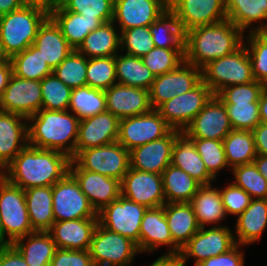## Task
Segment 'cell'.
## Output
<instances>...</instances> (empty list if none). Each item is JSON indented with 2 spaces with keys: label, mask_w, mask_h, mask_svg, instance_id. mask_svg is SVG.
<instances>
[{
  "label": "cell",
  "mask_w": 267,
  "mask_h": 266,
  "mask_svg": "<svg viewBox=\"0 0 267 266\" xmlns=\"http://www.w3.org/2000/svg\"><path fill=\"white\" fill-rule=\"evenodd\" d=\"M173 128L156 109L119 120L118 142L128 151L166 136Z\"/></svg>",
  "instance_id": "cell-12"
},
{
  "label": "cell",
  "mask_w": 267,
  "mask_h": 266,
  "mask_svg": "<svg viewBox=\"0 0 267 266\" xmlns=\"http://www.w3.org/2000/svg\"><path fill=\"white\" fill-rule=\"evenodd\" d=\"M167 245L168 253H180V248L173 242L164 213V206L148 208L140 224L139 252H154L158 247Z\"/></svg>",
  "instance_id": "cell-24"
},
{
  "label": "cell",
  "mask_w": 267,
  "mask_h": 266,
  "mask_svg": "<svg viewBox=\"0 0 267 266\" xmlns=\"http://www.w3.org/2000/svg\"><path fill=\"white\" fill-rule=\"evenodd\" d=\"M190 203L200 228L219 223L227 217L220 190L213 188L212 183L201 185Z\"/></svg>",
  "instance_id": "cell-36"
},
{
  "label": "cell",
  "mask_w": 267,
  "mask_h": 266,
  "mask_svg": "<svg viewBox=\"0 0 267 266\" xmlns=\"http://www.w3.org/2000/svg\"><path fill=\"white\" fill-rule=\"evenodd\" d=\"M155 47L149 26L134 27L120 32V50L142 58Z\"/></svg>",
  "instance_id": "cell-52"
},
{
  "label": "cell",
  "mask_w": 267,
  "mask_h": 266,
  "mask_svg": "<svg viewBox=\"0 0 267 266\" xmlns=\"http://www.w3.org/2000/svg\"><path fill=\"white\" fill-rule=\"evenodd\" d=\"M27 121L21 115L0 110V173L28 145Z\"/></svg>",
  "instance_id": "cell-25"
},
{
  "label": "cell",
  "mask_w": 267,
  "mask_h": 266,
  "mask_svg": "<svg viewBox=\"0 0 267 266\" xmlns=\"http://www.w3.org/2000/svg\"><path fill=\"white\" fill-rule=\"evenodd\" d=\"M49 17L60 28L61 33L74 50L79 48L91 31L103 24L99 18H88L65 11L58 4L49 12Z\"/></svg>",
  "instance_id": "cell-28"
},
{
  "label": "cell",
  "mask_w": 267,
  "mask_h": 266,
  "mask_svg": "<svg viewBox=\"0 0 267 266\" xmlns=\"http://www.w3.org/2000/svg\"><path fill=\"white\" fill-rule=\"evenodd\" d=\"M232 170L234 185L245 190L252 199H267V179L253 162L236 166Z\"/></svg>",
  "instance_id": "cell-47"
},
{
  "label": "cell",
  "mask_w": 267,
  "mask_h": 266,
  "mask_svg": "<svg viewBox=\"0 0 267 266\" xmlns=\"http://www.w3.org/2000/svg\"><path fill=\"white\" fill-rule=\"evenodd\" d=\"M68 111H71L79 120L107 111L104 91L88 85L73 88Z\"/></svg>",
  "instance_id": "cell-41"
},
{
  "label": "cell",
  "mask_w": 267,
  "mask_h": 266,
  "mask_svg": "<svg viewBox=\"0 0 267 266\" xmlns=\"http://www.w3.org/2000/svg\"><path fill=\"white\" fill-rule=\"evenodd\" d=\"M89 253L94 265L98 266H128L134 256L139 253L137 244L131 239L97 224Z\"/></svg>",
  "instance_id": "cell-7"
},
{
  "label": "cell",
  "mask_w": 267,
  "mask_h": 266,
  "mask_svg": "<svg viewBox=\"0 0 267 266\" xmlns=\"http://www.w3.org/2000/svg\"><path fill=\"white\" fill-rule=\"evenodd\" d=\"M224 3L227 19L243 33L248 28L249 32L267 31V0H224ZM257 22L259 25L253 27Z\"/></svg>",
  "instance_id": "cell-30"
},
{
  "label": "cell",
  "mask_w": 267,
  "mask_h": 266,
  "mask_svg": "<svg viewBox=\"0 0 267 266\" xmlns=\"http://www.w3.org/2000/svg\"><path fill=\"white\" fill-rule=\"evenodd\" d=\"M232 129L252 131L260 124L259 102H223Z\"/></svg>",
  "instance_id": "cell-50"
},
{
  "label": "cell",
  "mask_w": 267,
  "mask_h": 266,
  "mask_svg": "<svg viewBox=\"0 0 267 266\" xmlns=\"http://www.w3.org/2000/svg\"><path fill=\"white\" fill-rule=\"evenodd\" d=\"M118 136L119 119L108 111L80 120L75 156L81 150L114 143Z\"/></svg>",
  "instance_id": "cell-22"
},
{
  "label": "cell",
  "mask_w": 267,
  "mask_h": 266,
  "mask_svg": "<svg viewBox=\"0 0 267 266\" xmlns=\"http://www.w3.org/2000/svg\"><path fill=\"white\" fill-rule=\"evenodd\" d=\"M10 62L13 74L22 79L41 81L53 73L51 67L40 55V51L33 45L12 56Z\"/></svg>",
  "instance_id": "cell-42"
},
{
  "label": "cell",
  "mask_w": 267,
  "mask_h": 266,
  "mask_svg": "<svg viewBox=\"0 0 267 266\" xmlns=\"http://www.w3.org/2000/svg\"><path fill=\"white\" fill-rule=\"evenodd\" d=\"M219 190L227 216L231 214L238 217L250 205L252 200L245 190L233 183Z\"/></svg>",
  "instance_id": "cell-54"
},
{
  "label": "cell",
  "mask_w": 267,
  "mask_h": 266,
  "mask_svg": "<svg viewBox=\"0 0 267 266\" xmlns=\"http://www.w3.org/2000/svg\"><path fill=\"white\" fill-rule=\"evenodd\" d=\"M213 96L212 90L201 81L191 91L174 96L156 110L173 129L183 132Z\"/></svg>",
  "instance_id": "cell-10"
},
{
  "label": "cell",
  "mask_w": 267,
  "mask_h": 266,
  "mask_svg": "<svg viewBox=\"0 0 267 266\" xmlns=\"http://www.w3.org/2000/svg\"><path fill=\"white\" fill-rule=\"evenodd\" d=\"M33 46L52 70L74 50L50 17L39 27Z\"/></svg>",
  "instance_id": "cell-27"
},
{
  "label": "cell",
  "mask_w": 267,
  "mask_h": 266,
  "mask_svg": "<svg viewBox=\"0 0 267 266\" xmlns=\"http://www.w3.org/2000/svg\"><path fill=\"white\" fill-rule=\"evenodd\" d=\"M202 81L214 95L227 86L255 81L246 46L243 44L234 53L210 61L202 68Z\"/></svg>",
  "instance_id": "cell-5"
},
{
  "label": "cell",
  "mask_w": 267,
  "mask_h": 266,
  "mask_svg": "<svg viewBox=\"0 0 267 266\" xmlns=\"http://www.w3.org/2000/svg\"><path fill=\"white\" fill-rule=\"evenodd\" d=\"M142 60L144 65L158 76L177 69L185 62V56L178 49L154 47Z\"/></svg>",
  "instance_id": "cell-51"
},
{
  "label": "cell",
  "mask_w": 267,
  "mask_h": 266,
  "mask_svg": "<svg viewBox=\"0 0 267 266\" xmlns=\"http://www.w3.org/2000/svg\"><path fill=\"white\" fill-rule=\"evenodd\" d=\"M0 266H28L20 252L13 246L0 251Z\"/></svg>",
  "instance_id": "cell-57"
},
{
  "label": "cell",
  "mask_w": 267,
  "mask_h": 266,
  "mask_svg": "<svg viewBox=\"0 0 267 266\" xmlns=\"http://www.w3.org/2000/svg\"><path fill=\"white\" fill-rule=\"evenodd\" d=\"M98 218L54 222L48 230L56 247L68 250H89Z\"/></svg>",
  "instance_id": "cell-26"
},
{
  "label": "cell",
  "mask_w": 267,
  "mask_h": 266,
  "mask_svg": "<svg viewBox=\"0 0 267 266\" xmlns=\"http://www.w3.org/2000/svg\"><path fill=\"white\" fill-rule=\"evenodd\" d=\"M107 111L119 120L152 110L149 90L116 83L104 91Z\"/></svg>",
  "instance_id": "cell-23"
},
{
  "label": "cell",
  "mask_w": 267,
  "mask_h": 266,
  "mask_svg": "<svg viewBox=\"0 0 267 266\" xmlns=\"http://www.w3.org/2000/svg\"><path fill=\"white\" fill-rule=\"evenodd\" d=\"M208 172L216 179L223 168H229L222 140L190 138Z\"/></svg>",
  "instance_id": "cell-49"
},
{
  "label": "cell",
  "mask_w": 267,
  "mask_h": 266,
  "mask_svg": "<svg viewBox=\"0 0 267 266\" xmlns=\"http://www.w3.org/2000/svg\"><path fill=\"white\" fill-rule=\"evenodd\" d=\"M168 6L185 32L227 19L224 0H168Z\"/></svg>",
  "instance_id": "cell-17"
},
{
  "label": "cell",
  "mask_w": 267,
  "mask_h": 266,
  "mask_svg": "<svg viewBox=\"0 0 267 266\" xmlns=\"http://www.w3.org/2000/svg\"><path fill=\"white\" fill-rule=\"evenodd\" d=\"M0 218L7 239L12 243L34 232L27 210L25 192L0 175Z\"/></svg>",
  "instance_id": "cell-6"
},
{
  "label": "cell",
  "mask_w": 267,
  "mask_h": 266,
  "mask_svg": "<svg viewBox=\"0 0 267 266\" xmlns=\"http://www.w3.org/2000/svg\"><path fill=\"white\" fill-rule=\"evenodd\" d=\"M52 196L55 222L98 218L86 195L69 172L52 186Z\"/></svg>",
  "instance_id": "cell-11"
},
{
  "label": "cell",
  "mask_w": 267,
  "mask_h": 266,
  "mask_svg": "<svg viewBox=\"0 0 267 266\" xmlns=\"http://www.w3.org/2000/svg\"><path fill=\"white\" fill-rule=\"evenodd\" d=\"M147 209L120 195L97 213L98 223L109 231L131 239L139 250L140 224Z\"/></svg>",
  "instance_id": "cell-9"
},
{
  "label": "cell",
  "mask_w": 267,
  "mask_h": 266,
  "mask_svg": "<svg viewBox=\"0 0 267 266\" xmlns=\"http://www.w3.org/2000/svg\"><path fill=\"white\" fill-rule=\"evenodd\" d=\"M121 195L146 208H155L166 204L162 175L130 167L121 181Z\"/></svg>",
  "instance_id": "cell-15"
},
{
  "label": "cell",
  "mask_w": 267,
  "mask_h": 266,
  "mask_svg": "<svg viewBox=\"0 0 267 266\" xmlns=\"http://www.w3.org/2000/svg\"><path fill=\"white\" fill-rule=\"evenodd\" d=\"M50 266H94L88 250L57 248Z\"/></svg>",
  "instance_id": "cell-55"
},
{
  "label": "cell",
  "mask_w": 267,
  "mask_h": 266,
  "mask_svg": "<svg viewBox=\"0 0 267 266\" xmlns=\"http://www.w3.org/2000/svg\"><path fill=\"white\" fill-rule=\"evenodd\" d=\"M232 130L225 104L214 95L183 132L189 138L223 141Z\"/></svg>",
  "instance_id": "cell-19"
},
{
  "label": "cell",
  "mask_w": 267,
  "mask_h": 266,
  "mask_svg": "<svg viewBox=\"0 0 267 266\" xmlns=\"http://www.w3.org/2000/svg\"><path fill=\"white\" fill-rule=\"evenodd\" d=\"M253 163L257 167L262 176L267 179V156L258 154Z\"/></svg>",
  "instance_id": "cell-64"
},
{
  "label": "cell",
  "mask_w": 267,
  "mask_h": 266,
  "mask_svg": "<svg viewBox=\"0 0 267 266\" xmlns=\"http://www.w3.org/2000/svg\"><path fill=\"white\" fill-rule=\"evenodd\" d=\"M149 266H183L177 254L164 253Z\"/></svg>",
  "instance_id": "cell-59"
},
{
  "label": "cell",
  "mask_w": 267,
  "mask_h": 266,
  "mask_svg": "<svg viewBox=\"0 0 267 266\" xmlns=\"http://www.w3.org/2000/svg\"><path fill=\"white\" fill-rule=\"evenodd\" d=\"M28 145L75 157L80 120L66 111L41 109L28 119ZM32 123V124H31Z\"/></svg>",
  "instance_id": "cell-3"
},
{
  "label": "cell",
  "mask_w": 267,
  "mask_h": 266,
  "mask_svg": "<svg viewBox=\"0 0 267 266\" xmlns=\"http://www.w3.org/2000/svg\"><path fill=\"white\" fill-rule=\"evenodd\" d=\"M245 40L253 77L267 87V31L249 32Z\"/></svg>",
  "instance_id": "cell-44"
},
{
  "label": "cell",
  "mask_w": 267,
  "mask_h": 266,
  "mask_svg": "<svg viewBox=\"0 0 267 266\" xmlns=\"http://www.w3.org/2000/svg\"><path fill=\"white\" fill-rule=\"evenodd\" d=\"M13 75L11 62L0 64V98Z\"/></svg>",
  "instance_id": "cell-60"
},
{
  "label": "cell",
  "mask_w": 267,
  "mask_h": 266,
  "mask_svg": "<svg viewBox=\"0 0 267 266\" xmlns=\"http://www.w3.org/2000/svg\"><path fill=\"white\" fill-rule=\"evenodd\" d=\"M22 2L24 5L38 6L50 12L59 3V0H22Z\"/></svg>",
  "instance_id": "cell-62"
},
{
  "label": "cell",
  "mask_w": 267,
  "mask_h": 266,
  "mask_svg": "<svg viewBox=\"0 0 267 266\" xmlns=\"http://www.w3.org/2000/svg\"><path fill=\"white\" fill-rule=\"evenodd\" d=\"M235 244L229 251L206 259L196 266H244V252ZM240 249V250H239Z\"/></svg>",
  "instance_id": "cell-56"
},
{
  "label": "cell",
  "mask_w": 267,
  "mask_h": 266,
  "mask_svg": "<svg viewBox=\"0 0 267 266\" xmlns=\"http://www.w3.org/2000/svg\"><path fill=\"white\" fill-rule=\"evenodd\" d=\"M70 161L62 152L27 145L0 175L23 190L53 186L69 172Z\"/></svg>",
  "instance_id": "cell-1"
},
{
  "label": "cell",
  "mask_w": 267,
  "mask_h": 266,
  "mask_svg": "<svg viewBox=\"0 0 267 266\" xmlns=\"http://www.w3.org/2000/svg\"><path fill=\"white\" fill-rule=\"evenodd\" d=\"M5 233L1 224V218H0V251L11 246L12 242L5 237ZM6 238V239H5Z\"/></svg>",
  "instance_id": "cell-65"
},
{
  "label": "cell",
  "mask_w": 267,
  "mask_h": 266,
  "mask_svg": "<svg viewBox=\"0 0 267 266\" xmlns=\"http://www.w3.org/2000/svg\"><path fill=\"white\" fill-rule=\"evenodd\" d=\"M86 79L88 86L103 91L116 84L115 56L88 59Z\"/></svg>",
  "instance_id": "cell-46"
},
{
  "label": "cell",
  "mask_w": 267,
  "mask_h": 266,
  "mask_svg": "<svg viewBox=\"0 0 267 266\" xmlns=\"http://www.w3.org/2000/svg\"><path fill=\"white\" fill-rule=\"evenodd\" d=\"M223 145L229 168L252 163L258 155L252 131L233 129L223 139Z\"/></svg>",
  "instance_id": "cell-40"
},
{
  "label": "cell",
  "mask_w": 267,
  "mask_h": 266,
  "mask_svg": "<svg viewBox=\"0 0 267 266\" xmlns=\"http://www.w3.org/2000/svg\"><path fill=\"white\" fill-rule=\"evenodd\" d=\"M88 58L73 50L54 70L53 73L66 86L78 88L87 85L86 73Z\"/></svg>",
  "instance_id": "cell-43"
},
{
  "label": "cell",
  "mask_w": 267,
  "mask_h": 266,
  "mask_svg": "<svg viewBox=\"0 0 267 266\" xmlns=\"http://www.w3.org/2000/svg\"><path fill=\"white\" fill-rule=\"evenodd\" d=\"M69 173L75 178L96 213L112 201L117 200L121 195V181L96 172L83 170L72 159L69 165Z\"/></svg>",
  "instance_id": "cell-18"
},
{
  "label": "cell",
  "mask_w": 267,
  "mask_h": 266,
  "mask_svg": "<svg viewBox=\"0 0 267 266\" xmlns=\"http://www.w3.org/2000/svg\"><path fill=\"white\" fill-rule=\"evenodd\" d=\"M24 6L22 0H0V16L18 10Z\"/></svg>",
  "instance_id": "cell-61"
},
{
  "label": "cell",
  "mask_w": 267,
  "mask_h": 266,
  "mask_svg": "<svg viewBox=\"0 0 267 266\" xmlns=\"http://www.w3.org/2000/svg\"><path fill=\"white\" fill-rule=\"evenodd\" d=\"M181 132L172 129L166 136L129 151L130 168L162 175L171 164L173 146Z\"/></svg>",
  "instance_id": "cell-20"
},
{
  "label": "cell",
  "mask_w": 267,
  "mask_h": 266,
  "mask_svg": "<svg viewBox=\"0 0 267 266\" xmlns=\"http://www.w3.org/2000/svg\"><path fill=\"white\" fill-rule=\"evenodd\" d=\"M81 169L122 181L130 167L129 151L118 141L81 150L72 159Z\"/></svg>",
  "instance_id": "cell-8"
},
{
  "label": "cell",
  "mask_w": 267,
  "mask_h": 266,
  "mask_svg": "<svg viewBox=\"0 0 267 266\" xmlns=\"http://www.w3.org/2000/svg\"><path fill=\"white\" fill-rule=\"evenodd\" d=\"M166 203L191 202L201 184L185 171L170 164L162 173Z\"/></svg>",
  "instance_id": "cell-37"
},
{
  "label": "cell",
  "mask_w": 267,
  "mask_h": 266,
  "mask_svg": "<svg viewBox=\"0 0 267 266\" xmlns=\"http://www.w3.org/2000/svg\"><path fill=\"white\" fill-rule=\"evenodd\" d=\"M202 81V69L183 62L177 69L155 76L149 90L152 109L176 95L191 91Z\"/></svg>",
  "instance_id": "cell-14"
},
{
  "label": "cell",
  "mask_w": 267,
  "mask_h": 266,
  "mask_svg": "<svg viewBox=\"0 0 267 266\" xmlns=\"http://www.w3.org/2000/svg\"><path fill=\"white\" fill-rule=\"evenodd\" d=\"M168 9V0H114L113 22L120 32L150 26Z\"/></svg>",
  "instance_id": "cell-21"
},
{
  "label": "cell",
  "mask_w": 267,
  "mask_h": 266,
  "mask_svg": "<svg viewBox=\"0 0 267 266\" xmlns=\"http://www.w3.org/2000/svg\"><path fill=\"white\" fill-rule=\"evenodd\" d=\"M243 34L229 19L194 27L186 32L185 62L202 69L210 61L239 49L245 39Z\"/></svg>",
  "instance_id": "cell-2"
},
{
  "label": "cell",
  "mask_w": 267,
  "mask_h": 266,
  "mask_svg": "<svg viewBox=\"0 0 267 266\" xmlns=\"http://www.w3.org/2000/svg\"><path fill=\"white\" fill-rule=\"evenodd\" d=\"M117 83L150 90L155 75L142 58L129 54L115 55Z\"/></svg>",
  "instance_id": "cell-39"
},
{
  "label": "cell",
  "mask_w": 267,
  "mask_h": 266,
  "mask_svg": "<svg viewBox=\"0 0 267 266\" xmlns=\"http://www.w3.org/2000/svg\"><path fill=\"white\" fill-rule=\"evenodd\" d=\"M260 122L267 123V88L261 93L259 98Z\"/></svg>",
  "instance_id": "cell-63"
},
{
  "label": "cell",
  "mask_w": 267,
  "mask_h": 266,
  "mask_svg": "<svg viewBox=\"0 0 267 266\" xmlns=\"http://www.w3.org/2000/svg\"><path fill=\"white\" fill-rule=\"evenodd\" d=\"M257 154L267 156V123L258 124L253 130Z\"/></svg>",
  "instance_id": "cell-58"
},
{
  "label": "cell",
  "mask_w": 267,
  "mask_h": 266,
  "mask_svg": "<svg viewBox=\"0 0 267 266\" xmlns=\"http://www.w3.org/2000/svg\"><path fill=\"white\" fill-rule=\"evenodd\" d=\"M42 108L40 81L22 79L14 74L0 98V110L21 115H35Z\"/></svg>",
  "instance_id": "cell-16"
},
{
  "label": "cell",
  "mask_w": 267,
  "mask_h": 266,
  "mask_svg": "<svg viewBox=\"0 0 267 266\" xmlns=\"http://www.w3.org/2000/svg\"><path fill=\"white\" fill-rule=\"evenodd\" d=\"M48 17L47 10L33 5L0 16V40L9 58L33 45L39 27Z\"/></svg>",
  "instance_id": "cell-4"
},
{
  "label": "cell",
  "mask_w": 267,
  "mask_h": 266,
  "mask_svg": "<svg viewBox=\"0 0 267 266\" xmlns=\"http://www.w3.org/2000/svg\"><path fill=\"white\" fill-rule=\"evenodd\" d=\"M6 62H10V58L5 53L4 48H3V44L0 40V64L6 63Z\"/></svg>",
  "instance_id": "cell-66"
},
{
  "label": "cell",
  "mask_w": 267,
  "mask_h": 266,
  "mask_svg": "<svg viewBox=\"0 0 267 266\" xmlns=\"http://www.w3.org/2000/svg\"><path fill=\"white\" fill-rule=\"evenodd\" d=\"M164 213L173 242L181 249L200 229L190 202L166 203Z\"/></svg>",
  "instance_id": "cell-32"
},
{
  "label": "cell",
  "mask_w": 267,
  "mask_h": 266,
  "mask_svg": "<svg viewBox=\"0 0 267 266\" xmlns=\"http://www.w3.org/2000/svg\"><path fill=\"white\" fill-rule=\"evenodd\" d=\"M42 108L45 110H68L72 88L66 86L54 73L40 81Z\"/></svg>",
  "instance_id": "cell-45"
},
{
  "label": "cell",
  "mask_w": 267,
  "mask_h": 266,
  "mask_svg": "<svg viewBox=\"0 0 267 266\" xmlns=\"http://www.w3.org/2000/svg\"><path fill=\"white\" fill-rule=\"evenodd\" d=\"M171 164L185 171L201 185L211 184L216 180L208 172L205 163L196 151L194 142L184 132L176 137Z\"/></svg>",
  "instance_id": "cell-29"
},
{
  "label": "cell",
  "mask_w": 267,
  "mask_h": 266,
  "mask_svg": "<svg viewBox=\"0 0 267 266\" xmlns=\"http://www.w3.org/2000/svg\"><path fill=\"white\" fill-rule=\"evenodd\" d=\"M27 241L25 242V239ZM12 245L20 252L28 266H50L57 249L48 231H34L14 241Z\"/></svg>",
  "instance_id": "cell-33"
},
{
  "label": "cell",
  "mask_w": 267,
  "mask_h": 266,
  "mask_svg": "<svg viewBox=\"0 0 267 266\" xmlns=\"http://www.w3.org/2000/svg\"><path fill=\"white\" fill-rule=\"evenodd\" d=\"M155 47L178 49L185 56L186 32L168 9L149 26Z\"/></svg>",
  "instance_id": "cell-38"
},
{
  "label": "cell",
  "mask_w": 267,
  "mask_h": 266,
  "mask_svg": "<svg viewBox=\"0 0 267 266\" xmlns=\"http://www.w3.org/2000/svg\"><path fill=\"white\" fill-rule=\"evenodd\" d=\"M117 32L113 21L103 23L85 37L77 51L88 59L115 56L120 50V33Z\"/></svg>",
  "instance_id": "cell-34"
},
{
  "label": "cell",
  "mask_w": 267,
  "mask_h": 266,
  "mask_svg": "<svg viewBox=\"0 0 267 266\" xmlns=\"http://www.w3.org/2000/svg\"><path fill=\"white\" fill-rule=\"evenodd\" d=\"M267 227V199H252L250 205L238 216L234 236L238 245L260 241Z\"/></svg>",
  "instance_id": "cell-31"
},
{
  "label": "cell",
  "mask_w": 267,
  "mask_h": 266,
  "mask_svg": "<svg viewBox=\"0 0 267 266\" xmlns=\"http://www.w3.org/2000/svg\"><path fill=\"white\" fill-rule=\"evenodd\" d=\"M265 88L255 80L247 84L227 86L217 96L222 102H258Z\"/></svg>",
  "instance_id": "cell-53"
},
{
  "label": "cell",
  "mask_w": 267,
  "mask_h": 266,
  "mask_svg": "<svg viewBox=\"0 0 267 266\" xmlns=\"http://www.w3.org/2000/svg\"><path fill=\"white\" fill-rule=\"evenodd\" d=\"M232 234V230L227 226H220V223L211 228H200L180 250L183 266L190 257L196 259V266L206 259L229 251L236 244Z\"/></svg>",
  "instance_id": "cell-13"
},
{
  "label": "cell",
  "mask_w": 267,
  "mask_h": 266,
  "mask_svg": "<svg viewBox=\"0 0 267 266\" xmlns=\"http://www.w3.org/2000/svg\"><path fill=\"white\" fill-rule=\"evenodd\" d=\"M27 210L34 231H48L55 222L52 186L24 190Z\"/></svg>",
  "instance_id": "cell-35"
},
{
  "label": "cell",
  "mask_w": 267,
  "mask_h": 266,
  "mask_svg": "<svg viewBox=\"0 0 267 266\" xmlns=\"http://www.w3.org/2000/svg\"><path fill=\"white\" fill-rule=\"evenodd\" d=\"M58 5L88 18H99L103 23L113 21L114 0H59Z\"/></svg>",
  "instance_id": "cell-48"
}]
</instances>
